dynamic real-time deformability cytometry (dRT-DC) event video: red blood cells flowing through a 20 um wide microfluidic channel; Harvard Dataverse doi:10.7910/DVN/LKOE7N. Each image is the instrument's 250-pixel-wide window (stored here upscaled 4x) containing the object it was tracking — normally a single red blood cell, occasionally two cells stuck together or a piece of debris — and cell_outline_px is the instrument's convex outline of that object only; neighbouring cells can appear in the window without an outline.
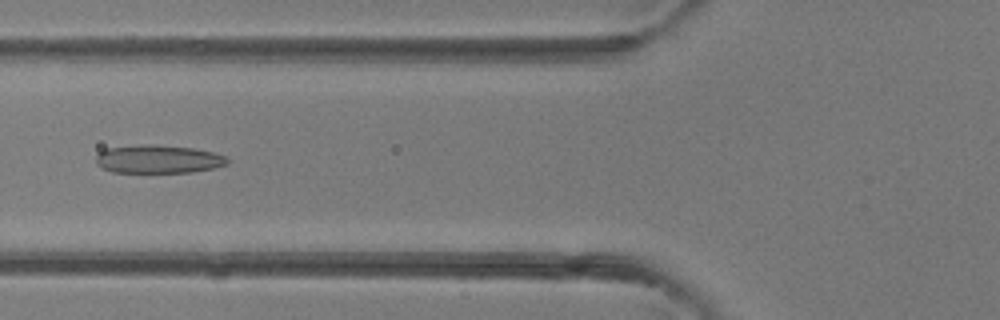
{"species": "common noctule bat (a hibernating species)", "species_latin": "Nyctalus noctula", "temperature_condition": "room temperature", "stored_images_in_passage": 36, "camera_frame_rate_fps": 3000, "um_per_image_px": 0.085, "animal": {"sex": "female"}, "frame": {"image": 1, "passage_image": 11, "time_ms": 3.333, "image_size_px": [1000, 320], "cell_outline_px": [[228, 164], [212, 168], [192, 172], [112, 172], [100, 168], [96, 164], [96, 156], [104, 148], [148, 144], [152, 144], [192, 148], [212, 152], [228, 156]], "centroid_in_image_um": [13.42, 13.53], "position_along_channel_um": 112.4, "area_um2": 21.68}}
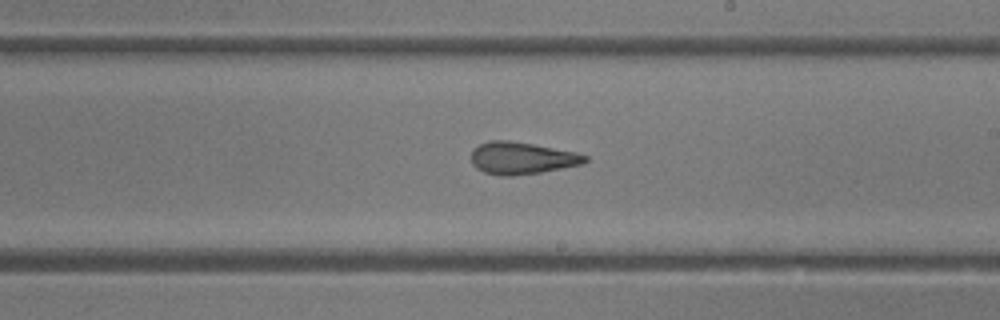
{"frame": {"image": 2, "passage_image": 19, "time_ms": 6.0, "image_size_px": [1000, 320], "cell_outline_px": [[588, 160], [580, 164], [540, 172], [512, 176], [500, 176], [484, 172], [476, 168], [472, 164], [472, 148], [488, 140], [508, 140], [532, 144], [576, 152], [588, 156]], "centroid_in_image_um": [44.31, 13.43], "position_along_channel_um": 244.7, "area_um2": 21.21}}
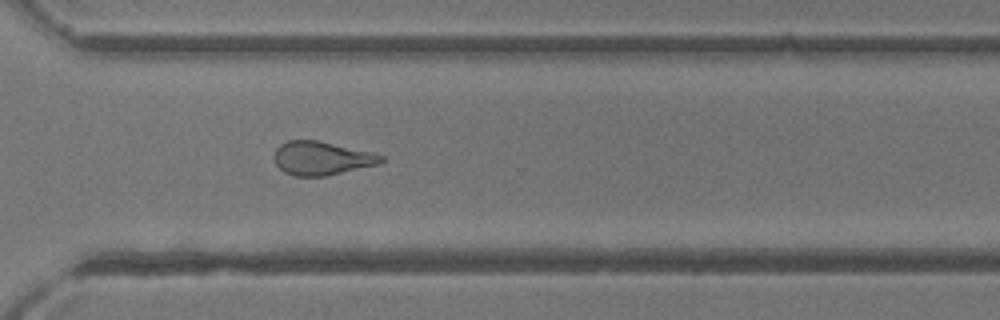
{"frame": {"image": 3, "passage_image": 25, "time_ms": 8.0, "image_size_px": [1000, 320], "cell_outline_px": [[388, 160], [380, 164], [324, 176], [296, 176], [284, 172], [276, 164], [272, 156], [276, 148], [280, 144], [288, 140], [316, 140], [372, 152], [384, 156]], "centroid_in_image_um": [27.35, 13.45], "position_along_channel_um": 343.3, "area_um2": 21.04}}